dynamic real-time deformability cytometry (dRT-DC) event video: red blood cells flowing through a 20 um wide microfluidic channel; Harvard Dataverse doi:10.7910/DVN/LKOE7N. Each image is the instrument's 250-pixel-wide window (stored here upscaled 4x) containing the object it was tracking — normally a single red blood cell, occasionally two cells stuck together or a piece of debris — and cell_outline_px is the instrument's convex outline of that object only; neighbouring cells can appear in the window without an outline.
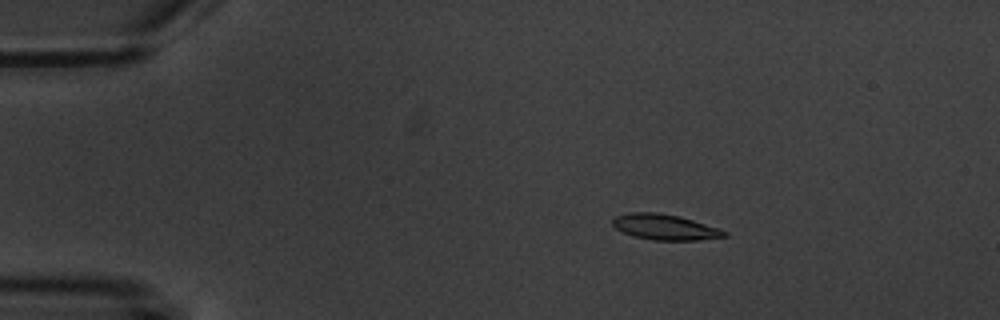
{"species": "common noctule bat (a hibernating species)", "species_latin": "Nyctalus noctula", "temperature_condition": "warm", "stored_images_in_passage": 6, "camera_frame_rate_fps": 3000, "um_per_image_px": 0.085, "animal": {"sex": "male", "body_mass_g": 20.1, "forearm_length_mm": 53.5}, "frame": {"image": 1, "passage_image": 4, "time_ms": 3.333, "image_size_px": [1000, 320], "cell_outline_px": [[728, 236], [696, 240], [652, 240], [632, 236], [616, 228], [612, 224], [612, 220], [616, 216], [628, 212], [656, 212], [680, 216], [720, 228], [728, 232]], "centroid_in_image_um": [56.53, 19.29], "position_along_channel_um": 28.5, "area_um2": 16.76}}
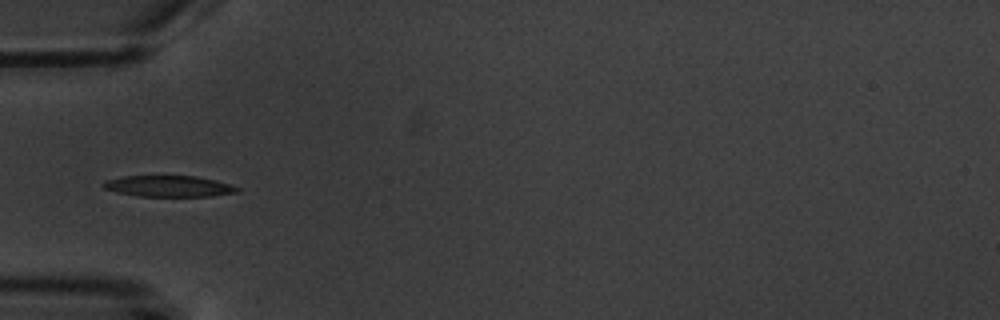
{"frame": {"image": 2, "passage_image": 6, "time_ms": 6.333, "image_size_px": [1000, 320], "cell_outline_px": [[240, 192], [212, 196], [136, 196], [116, 192], [104, 188], [100, 184], [104, 180], [124, 176], [196, 176], [216, 180], [240, 188]], "centroid_in_image_um": [14.32, 15.83], "position_along_channel_um": 70.7, "area_um2": 16.59}}